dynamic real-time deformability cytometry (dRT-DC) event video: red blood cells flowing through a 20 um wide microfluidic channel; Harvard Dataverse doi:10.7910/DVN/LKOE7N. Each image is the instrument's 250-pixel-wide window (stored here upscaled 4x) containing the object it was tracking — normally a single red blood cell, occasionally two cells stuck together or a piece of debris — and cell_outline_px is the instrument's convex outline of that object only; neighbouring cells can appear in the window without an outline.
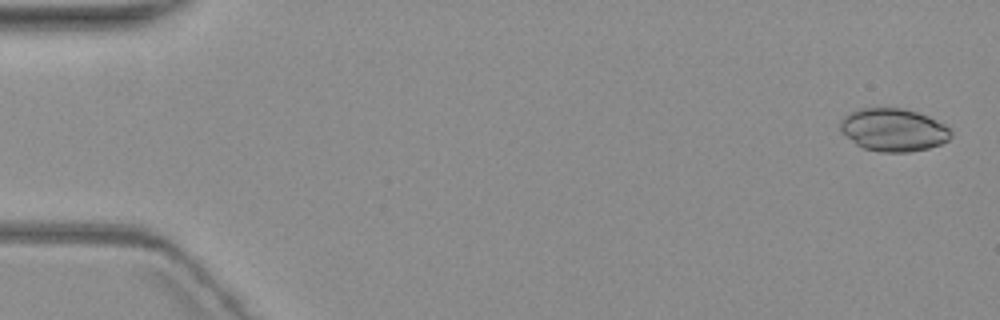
{"species": "common noctule bat (a hibernating species)", "species_latin": "Nyctalus noctula", "temperature_condition": "warm", "stored_images_in_passage": 4, "camera_frame_rate_fps": 3000, "um_per_image_px": 0.085, "animal": {"sex": "female", "body_mass_g": 19.3, "forearm_length_mm": 54.1}, "frame": {"image": 1, "passage_image": 1, "time_ms": 0.0, "image_size_px": [1000, 320], "cell_outline_px": [[952, 136], [948, 140], [940, 144], [928, 148], [908, 152], [880, 152], [864, 148], [856, 144], [840, 132], [840, 120], [844, 116], [860, 108], [904, 108], [928, 116], [944, 124], [952, 132]], "centroid_in_image_um": [75.93, 11.04], "position_along_channel_um": 9.1, "area_um2": 27.63}}